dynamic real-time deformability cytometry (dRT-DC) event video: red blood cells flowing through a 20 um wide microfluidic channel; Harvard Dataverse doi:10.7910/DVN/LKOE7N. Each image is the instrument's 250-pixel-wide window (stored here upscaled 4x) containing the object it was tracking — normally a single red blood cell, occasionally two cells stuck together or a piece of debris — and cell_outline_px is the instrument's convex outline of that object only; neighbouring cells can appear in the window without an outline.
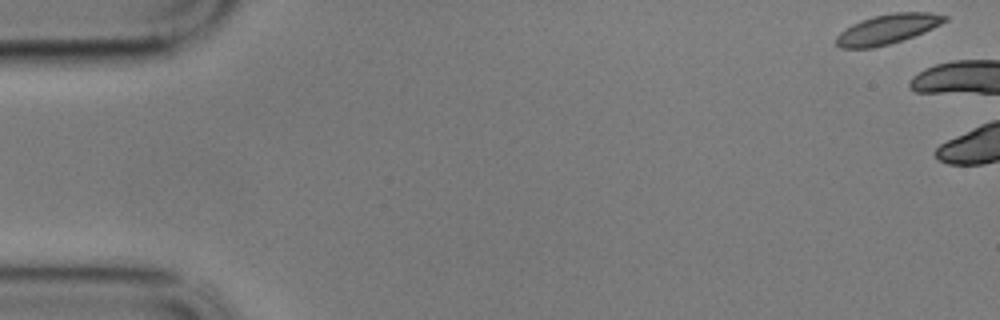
{"species": "common noctule bat (a hibernating species)", "species_latin": "Nyctalus noctula", "temperature_condition": "cold", "stored_images_in_passage": 5, "camera_frame_rate_fps": 3000, "um_per_image_px": 0.085, "animal": {"sex": "male", "body_mass_g": 17.9}, "frame": {"image": 1, "passage_image": 1, "time_ms": 0.0, "image_size_px": [1000, 320], "cell_outline_px": [[948, 20], [924, 32], [888, 44], [872, 48], [840, 48], [836, 44], [836, 36], [840, 32], [852, 24], [860, 20], [872, 16], [892, 12], [932, 12], [948, 16]], "centroid_in_image_um": [75.43, 2.46], "position_along_channel_um": 9.6, "area_um2": 18.79}}